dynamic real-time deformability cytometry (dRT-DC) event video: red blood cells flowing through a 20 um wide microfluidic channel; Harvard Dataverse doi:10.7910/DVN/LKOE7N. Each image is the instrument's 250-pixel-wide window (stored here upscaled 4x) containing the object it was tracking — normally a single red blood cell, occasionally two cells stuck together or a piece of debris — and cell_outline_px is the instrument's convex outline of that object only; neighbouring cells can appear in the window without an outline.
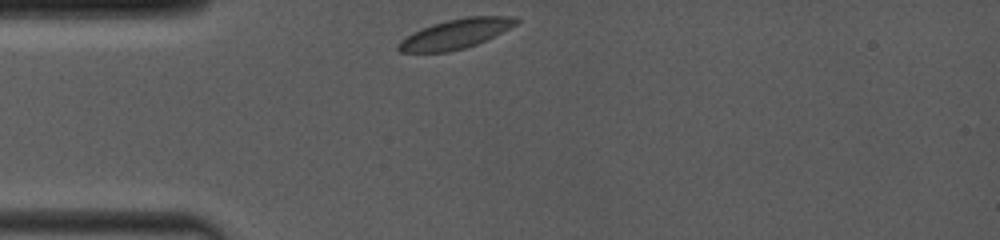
{"species": "common noctule bat (a hibernating species)", "species_latin": "Nyctalus noctula", "temperature_condition": "room temperature", "stored_images_in_passage": 25, "camera_frame_rate_fps": 4000, "um_per_image_px": 0.085, "animal": {"sex": "female", "body_mass_g": 19.0, "forearm_length_mm": 53.3}, "frame": {"image": 1, "passage_image": 1, "time_ms": 0.0, "image_size_px": [1000, 240], "cell_outline_px": [[520, 20], [516, 24], [476, 44], [464, 48], [448, 52], [400, 52], [396, 48], [396, 44], [400, 40], [412, 32], [420, 28], [432, 24], [448, 20], [468, 16], [516, 16]], "centroid_in_image_um": [38.66, 2.87], "position_along_channel_um": 46.3, "area_um2": 20.17}}
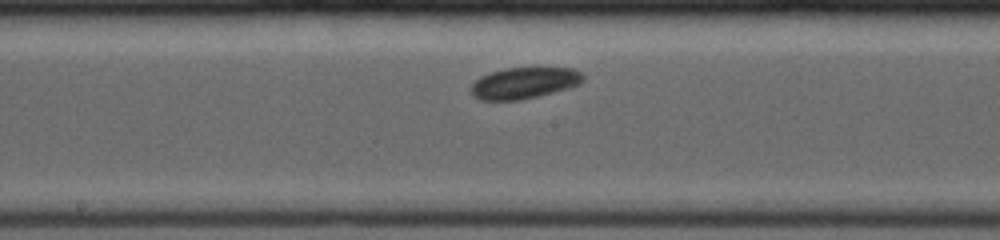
{"frame": {"image": 2, "passage_image": 11, "time_ms": 4.5, "image_size_px": [1000, 240], "cell_outline_px": [[584, 80], [568, 88], [520, 100], [480, 100], [472, 96], [468, 88], [480, 76], [504, 68], [572, 68], [580, 72], [584, 76]], "centroid_in_image_um": [44.48, 7.06], "position_along_channel_um": 203.7, "area_um2": 20.35}}
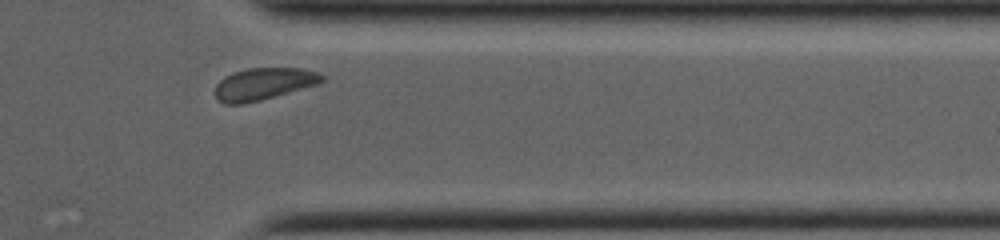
{"frame": {"image": 3, "passage_image": 22, "time_ms": 9.25, "image_size_px": [1000, 240], "cell_outline_px": [[324, 80], [320, 84], [260, 100], [240, 104], [224, 104], [216, 96], [216, 84], [224, 76], [232, 72], [248, 68], [300, 68], [316, 72], [324, 76]], "centroid_in_image_um": [22.42, 7.12], "position_along_channel_um": 389.0, "area_um2": 19.88}, "authors_computed_cell_mechanics": {"area_um2": 20.4034, "velocity_mm_per_s": 3.8718, "shape_relaxation_time_tau1_ms": 0.7817, "shape_relaxation_time_tau2_ms": null, "deformation_change_tau1": 0.0292, "deformation_change_tau2": null}}